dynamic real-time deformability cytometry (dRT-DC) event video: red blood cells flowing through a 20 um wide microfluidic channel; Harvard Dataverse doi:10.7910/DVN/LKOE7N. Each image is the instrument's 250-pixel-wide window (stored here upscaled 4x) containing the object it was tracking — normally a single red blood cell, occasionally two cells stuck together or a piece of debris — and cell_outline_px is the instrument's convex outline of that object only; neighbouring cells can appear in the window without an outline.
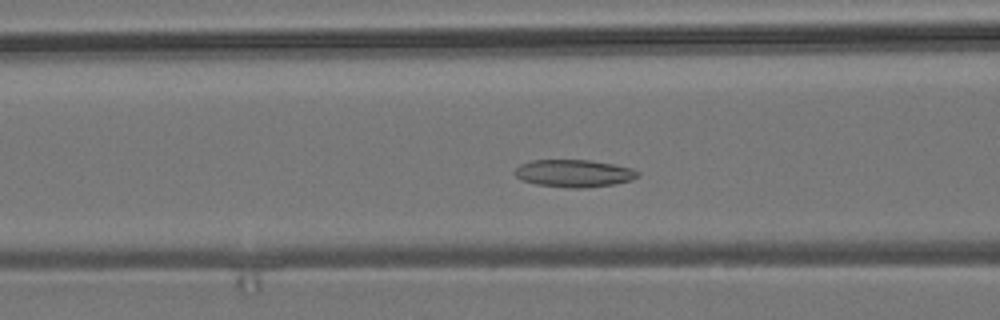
{"species": "common noctule bat (a hibernating species)", "species_latin": "Nyctalus noctula", "temperature_condition": "room temperature", "stored_images_in_passage": 52, "camera_frame_rate_fps": 3000, "um_per_image_px": 0.085, "animal": {"sex": "male", "body_mass_g": 19.2, "forearm_length_mm": 51.8}, "frame": {"image": 1, "passage_image": 18, "time_ms": 5.667, "image_size_px": [1000, 320], "cell_outline_px": [[640, 176], [632, 180], [612, 184], [588, 188], [568, 188], [536, 184], [520, 180], [512, 172], [520, 164], [532, 160], [588, 160], [612, 164], [632, 168], [640, 172]], "centroid_in_image_um": [48.77, 14.74], "position_along_channel_um": 117.8, "area_um2": 19.83}}
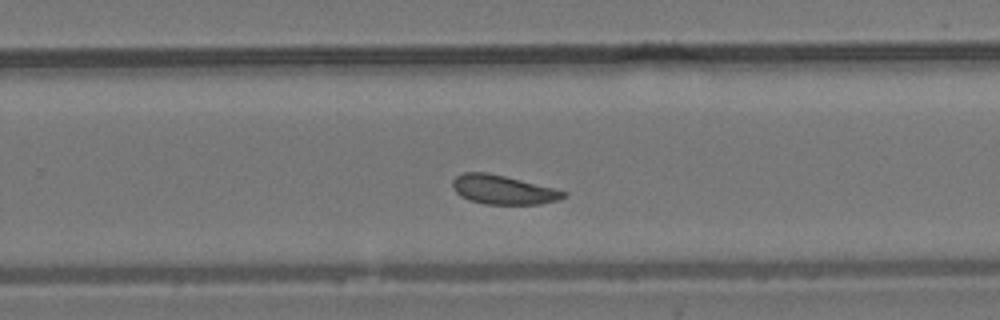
{"frame": {"image": 2, "passage_image": 32, "time_ms": 10.333, "image_size_px": [1000, 320], "cell_outline_px": [[568, 196], [560, 200], [540, 204], [484, 204], [468, 200], [460, 196], [452, 188], [452, 180], [456, 176], [464, 172], [488, 172], [568, 192]], "centroid_in_image_um": [42.74, 16.14], "position_along_channel_um": 287.1, "area_um2": 18.84}}
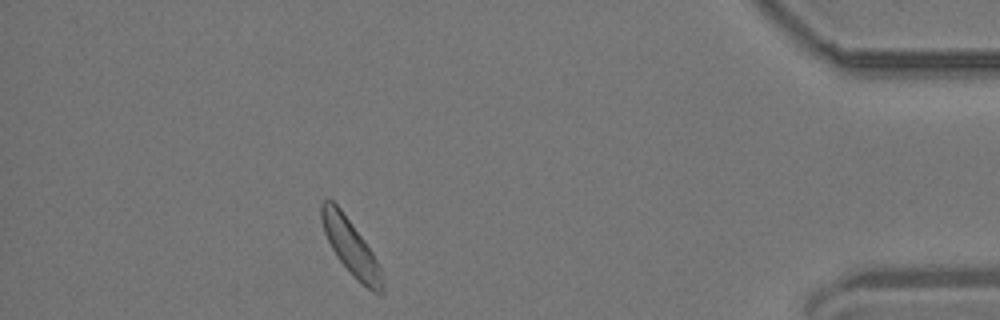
{"frame": {"image": 3, "passage_image": 46, "time_ms": 15.0, "image_size_px": [1000, 320], "cell_outline_px": [[384, 292], [372, 292], [356, 280], [336, 256], [324, 232], [320, 216], [320, 204], [324, 200], [332, 200], [340, 208], [364, 240], [372, 252], [380, 268], [384, 288]], "centroid_in_image_um": [29.8, 21.0], "position_along_channel_um": 405.4, "area_um2": 19.42}, "authors_computed_cell_mechanics": {"area_um2": 19.3919, "velocity_mm_per_s": 3.641, "shape_relaxation_time_tau1_ms": 10.7566, "shape_relaxation_time_tau2_ms": 1.9716, "deformation_change_tau1": 0.1398, "deformation_change_tau2": 0.0783}}